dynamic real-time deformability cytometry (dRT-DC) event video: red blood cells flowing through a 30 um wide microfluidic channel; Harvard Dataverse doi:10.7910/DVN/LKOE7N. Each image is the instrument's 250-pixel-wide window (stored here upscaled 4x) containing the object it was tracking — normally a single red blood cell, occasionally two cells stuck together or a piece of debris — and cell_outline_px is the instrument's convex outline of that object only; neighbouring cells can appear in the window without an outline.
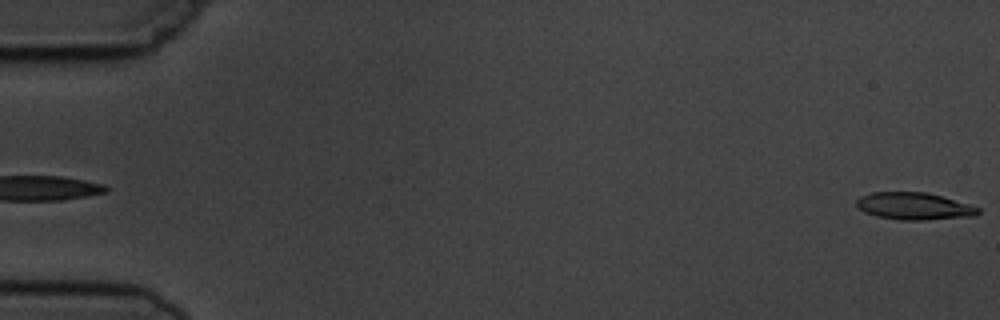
{"species": "common noctule bat (a hibernating species)", "species_latin": "Nyctalus noctula", "temperature_condition": "cold", "stored_images_in_passage": 5, "segment_of_instrument_passage": [2, 2], "camera_frame_rate_fps": 3000, "um_per_image_px": 0.085, "animal": {"sex": "male", "body_mass_g": 19.5, "forearm_length_mm": 54.6}, "frame": {"image": 1, "passage_image": 5, "time_ms": 4.333, "image_size_px": [1000, 320], "cell_outline_px": [[980, 212], [976, 216], [924, 220], [900, 220], [876, 216], [864, 212], [856, 204], [856, 200], [860, 196], [872, 192], [924, 192], [940, 196], [968, 204], [980, 208]], "centroid_in_image_um": [77.69, 17.53], "position_along_channel_um": 7.3, "area_um2": 19.19}}